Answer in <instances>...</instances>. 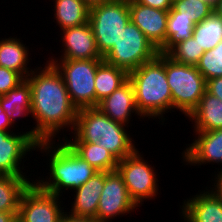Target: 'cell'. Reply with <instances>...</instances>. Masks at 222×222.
Masks as SVG:
<instances>
[{"label": "cell", "mask_w": 222, "mask_h": 222, "mask_svg": "<svg viewBox=\"0 0 222 222\" xmlns=\"http://www.w3.org/2000/svg\"><path fill=\"white\" fill-rule=\"evenodd\" d=\"M97 108L115 122L125 126L131 120V115H133L131 113L143 117L137 109L133 84L129 79L111 95L101 100Z\"/></svg>", "instance_id": "15"}, {"label": "cell", "mask_w": 222, "mask_h": 222, "mask_svg": "<svg viewBox=\"0 0 222 222\" xmlns=\"http://www.w3.org/2000/svg\"><path fill=\"white\" fill-rule=\"evenodd\" d=\"M60 222H99V221L95 218L74 216L72 214H69L68 212H65Z\"/></svg>", "instance_id": "35"}, {"label": "cell", "mask_w": 222, "mask_h": 222, "mask_svg": "<svg viewBox=\"0 0 222 222\" xmlns=\"http://www.w3.org/2000/svg\"><path fill=\"white\" fill-rule=\"evenodd\" d=\"M204 52L203 48L192 36L190 39L175 45L167 55L176 62L196 66Z\"/></svg>", "instance_id": "31"}, {"label": "cell", "mask_w": 222, "mask_h": 222, "mask_svg": "<svg viewBox=\"0 0 222 222\" xmlns=\"http://www.w3.org/2000/svg\"><path fill=\"white\" fill-rule=\"evenodd\" d=\"M192 36L204 51L213 49L222 40V18L213 12L195 25Z\"/></svg>", "instance_id": "28"}, {"label": "cell", "mask_w": 222, "mask_h": 222, "mask_svg": "<svg viewBox=\"0 0 222 222\" xmlns=\"http://www.w3.org/2000/svg\"><path fill=\"white\" fill-rule=\"evenodd\" d=\"M202 1H204L206 3H209L213 8H214V6H215V4L217 2V0H202Z\"/></svg>", "instance_id": "41"}, {"label": "cell", "mask_w": 222, "mask_h": 222, "mask_svg": "<svg viewBox=\"0 0 222 222\" xmlns=\"http://www.w3.org/2000/svg\"><path fill=\"white\" fill-rule=\"evenodd\" d=\"M105 185V172H97L85 184L72 190L75 192L71 212L74 216L95 218L97 216L100 194Z\"/></svg>", "instance_id": "17"}, {"label": "cell", "mask_w": 222, "mask_h": 222, "mask_svg": "<svg viewBox=\"0 0 222 222\" xmlns=\"http://www.w3.org/2000/svg\"><path fill=\"white\" fill-rule=\"evenodd\" d=\"M206 90L222 101V77L207 80Z\"/></svg>", "instance_id": "33"}, {"label": "cell", "mask_w": 222, "mask_h": 222, "mask_svg": "<svg viewBox=\"0 0 222 222\" xmlns=\"http://www.w3.org/2000/svg\"><path fill=\"white\" fill-rule=\"evenodd\" d=\"M137 207L118 171L105 172V185L100 194L96 219L99 222H112L114 217L131 213Z\"/></svg>", "instance_id": "10"}, {"label": "cell", "mask_w": 222, "mask_h": 222, "mask_svg": "<svg viewBox=\"0 0 222 222\" xmlns=\"http://www.w3.org/2000/svg\"><path fill=\"white\" fill-rule=\"evenodd\" d=\"M133 84L135 102L144 117L163 119V114L172 110L171 89L165 72V54L159 53L151 61L129 72Z\"/></svg>", "instance_id": "2"}, {"label": "cell", "mask_w": 222, "mask_h": 222, "mask_svg": "<svg viewBox=\"0 0 222 222\" xmlns=\"http://www.w3.org/2000/svg\"><path fill=\"white\" fill-rule=\"evenodd\" d=\"M213 12L218 16L222 18V0H217Z\"/></svg>", "instance_id": "40"}, {"label": "cell", "mask_w": 222, "mask_h": 222, "mask_svg": "<svg viewBox=\"0 0 222 222\" xmlns=\"http://www.w3.org/2000/svg\"><path fill=\"white\" fill-rule=\"evenodd\" d=\"M131 21L129 0H111L89 8V19L98 52L103 57Z\"/></svg>", "instance_id": "7"}, {"label": "cell", "mask_w": 222, "mask_h": 222, "mask_svg": "<svg viewBox=\"0 0 222 222\" xmlns=\"http://www.w3.org/2000/svg\"><path fill=\"white\" fill-rule=\"evenodd\" d=\"M54 18L61 31L83 25L89 19V7L81 0H54Z\"/></svg>", "instance_id": "26"}, {"label": "cell", "mask_w": 222, "mask_h": 222, "mask_svg": "<svg viewBox=\"0 0 222 222\" xmlns=\"http://www.w3.org/2000/svg\"><path fill=\"white\" fill-rule=\"evenodd\" d=\"M25 45L17 37L0 40V67L19 73L24 79L33 71L27 67L30 57L29 49Z\"/></svg>", "instance_id": "21"}, {"label": "cell", "mask_w": 222, "mask_h": 222, "mask_svg": "<svg viewBox=\"0 0 222 222\" xmlns=\"http://www.w3.org/2000/svg\"><path fill=\"white\" fill-rule=\"evenodd\" d=\"M131 21L159 50L166 42L169 11L152 8L129 0Z\"/></svg>", "instance_id": "12"}, {"label": "cell", "mask_w": 222, "mask_h": 222, "mask_svg": "<svg viewBox=\"0 0 222 222\" xmlns=\"http://www.w3.org/2000/svg\"><path fill=\"white\" fill-rule=\"evenodd\" d=\"M31 181L26 176L0 175V212L18 213L21 196Z\"/></svg>", "instance_id": "25"}, {"label": "cell", "mask_w": 222, "mask_h": 222, "mask_svg": "<svg viewBox=\"0 0 222 222\" xmlns=\"http://www.w3.org/2000/svg\"><path fill=\"white\" fill-rule=\"evenodd\" d=\"M195 25L190 18L179 16V12L172 7L168 14L166 42L159 49V53L167 54L178 43L190 39Z\"/></svg>", "instance_id": "27"}, {"label": "cell", "mask_w": 222, "mask_h": 222, "mask_svg": "<svg viewBox=\"0 0 222 222\" xmlns=\"http://www.w3.org/2000/svg\"><path fill=\"white\" fill-rule=\"evenodd\" d=\"M63 54L60 59H103L98 52L94 33L89 22L62 30Z\"/></svg>", "instance_id": "13"}, {"label": "cell", "mask_w": 222, "mask_h": 222, "mask_svg": "<svg viewBox=\"0 0 222 222\" xmlns=\"http://www.w3.org/2000/svg\"><path fill=\"white\" fill-rule=\"evenodd\" d=\"M188 117L194 122L195 131L222 129V101L206 90Z\"/></svg>", "instance_id": "19"}, {"label": "cell", "mask_w": 222, "mask_h": 222, "mask_svg": "<svg viewBox=\"0 0 222 222\" xmlns=\"http://www.w3.org/2000/svg\"><path fill=\"white\" fill-rule=\"evenodd\" d=\"M165 72L171 89L172 109H179L188 117L206 92V79L196 66L176 62L167 54Z\"/></svg>", "instance_id": "4"}, {"label": "cell", "mask_w": 222, "mask_h": 222, "mask_svg": "<svg viewBox=\"0 0 222 222\" xmlns=\"http://www.w3.org/2000/svg\"><path fill=\"white\" fill-rule=\"evenodd\" d=\"M73 138L63 142H91L98 143L106 131V115L97 107L78 109Z\"/></svg>", "instance_id": "18"}, {"label": "cell", "mask_w": 222, "mask_h": 222, "mask_svg": "<svg viewBox=\"0 0 222 222\" xmlns=\"http://www.w3.org/2000/svg\"><path fill=\"white\" fill-rule=\"evenodd\" d=\"M172 7L179 12V16L190 18L195 24L213 13V7L202 0H173Z\"/></svg>", "instance_id": "30"}, {"label": "cell", "mask_w": 222, "mask_h": 222, "mask_svg": "<svg viewBox=\"0 0 222 222\" xmlns=\"http://www.w3.org/2000/svg\"><path fill=\"white\" fill-rule=\"evenodd\" d=\"M51 63L61 74L72 103L77 109L96 107L95 76L103 59H54ZM59 60V61H58Z\"/></svg>", "instance_id": "5"}, {"label": "cell", "mask_w": 222, "mask_h": 222, "mask_svg": "<svg viewBox=\"0 0 222 222\" xmlns=\"http://www.w3.org/2000/svg\"><path fill=\"white\" fill-rule=\"evenodd\" d=\"M59 199L32 182L21 196L17 221L60 222L65 211Z\"/></svg>", "instance_id": "9"}, {"label": "cell", "mask_w": 222, "mask_h": 222, "mask_svg": "<svg viewBox=\"0 0 222 222\" xmlns=\"http://www.w3.org/2000/svg\"><path fill=\"white\" fill-rule=\"evenodd\" d=\"M56 145L54 140L37 143L35 149L47 152L46 155L51 157L48 163L50 177L33 181L41 190L61 197L62 191L80 187L99 171L76 155L65 143Z\"/></svg>", "instance_id": "3"}, {"label": "cell", "mask_w": 222, "mask_h": 222, "mask_svg": "<svg viewBox=\"0 0 222 222\" xmlns=\"http://www.w3.org/2000/svg\"><path fill=\"white\" fill-rule=\"evenodd\" d=\"M18 213L0 212V222H18Z\"/></svg>", "instance_id": "38"}, {"label": "cell", "mask_w": 222, "mask_h": 222, "mask_svg": "<svg viewBox=\"0 0 222 222\" xmlns=\"http://www.w3.org/2000/svg\"><path fill=\"white\" fill-rule=\"evenodd\" d=\"M37 143L28 132L0 130V175L26 176L19 166L29 151L36 150Z\"/></svg>", "instance_id": "11"}, {"label": "cell", "mask_w": 222, "mask_h": 222, "mask_svg": "<svg viewBox=\"0 0 222 222\" xmlns=\"http://www.w3.org/2000/svg\"><path fill=\"white\" fill-rule=\"evenodd\" d=\"M158 54L156 46L130 21L121 31L117 42L103 56V60L129 73Z\"/></svg>", "instance_id": "6"}, {"label": "cell", "mask_w": 222, "mask_h": 222, "mask_svg": "<svg viewBox=\"0 0 222 222\" xmlns=\"http://www.w3.org/2000/svg\"><path fill=\"white\" fill-rule=\"evenodd\" d=\"M0 104L12 124L15 123L17 117H28L32 107L29 81L24 79L15 88L0 96Z\"/></svg>", "instance_id": "23"}, {"label": "cell", "mask_w": 222, "mask_h": 222, "mask_svg": "<svg viewBox=\"0 0 222 222\" xmlns=\"http://www.w3.org/2000/svg\"><path fill=\"white\" fill-rule=\"evenodd\" d=\"M35 69L26 79L31 86L30 115L37 124L27 132L37 142L53 141L65 128L70 127L73 132L78 109L70 99L61 74L48 60L44 68Z\"/></svg>", "instance_id": "1"}, {"label": "cell", "mask_w": 222, "mask_h": 222, "mask_svg": "<svg viewBox=\"0 0 222 222\" xmlns=\"http://www.w3.org/2000/svg\"><path fill=\"white\" fill-rule=\"evenodd\" d=\"M196 68L206 81L222 77V40L213 49L204 52Z\"/></svg>", "instance_id": "29"}, {"label": "cell", "mask_w": 222, "mask_h": 222, "mask_svg": "<svg viewBox=\"0 0 222 222\" xmlns=\"http://www.w3.org/2000/svg\"><path fill=\"white\" fill-rule=\"evenodd\" d=\"M215 179L212 181H215L214 187L210 188L221 200H222V169L218 171V174L216 176L215 174ZM216 184V185H215Z\"/></svg>", "instance_id": "37"}, {"label": "cell", "mask_w": 222, "mask_h": 222, "mask_svg": "<svg viewBox=\"0 0 222 222\" xmlns=\"http://www.w3.org/2000/svg\"><path fill=\"white\" fill-rule=\"evenodd\" d=\"M24 78L17 72L0 67V96L15 88Z\"/></svg>", "instance_id": "32"}, {"label": "cell", "mask_w": 222, "mask_h": 222, "mask_svg": "<svg viewBox=\"0 0 222 222\" xmlns=\"http://www.w3.org/2000/svg\"><path fill=\"white\" fill-rule=\"evenodd\" d=\"M193 132L196 138L182 153L184 162L197 166L212 162L222 164V129Z\"/></svg>", "instance_id": "14"}, {"label": "cell", "mask_w": 222, "mask_h": 222, "mask_svg": "<svg viewBox=\"0 0 222 222\" xmlns=\"http://www.w3.org/2000/svg\"><path fill=\"white\" fill-rule=\"evenodd\" d=\"M128 79L129 73L126 70L103 60L98 65L95 76L96 107L101 100L111 95Z\"/></svg>", "instance_id": "24"}, {"label": "cell", "mask_w": 222, "mask_h": 222, "mask_svg": "<svg viewBox=\"0 0 222 222\" xmlns=\"http://www.w3.org/2000/svg\"><path fill=\"white\" fill-rule=\"evenodd\" d=\"M206 190L183 201L180 213L185 222H222V200Z\"/></svg>", "instance_id": "16"}, {"label": "cell", "mask_w": 222, "mask_h": 222, "mask_svg": "<svg viewBox=\"0 0 222 222\" xmlns=\"http://www.w3.org/2000/svg\"><path fill=\"white\" fill-rule=\"evenodd\" d=\"M83 1L89 8L96 6V5H101L104 2H108L111 0H81Z\"/></svg>", "instance_id": "39"}, {"label": "cell", "mask_w": 222, "mask_h": 222, "mask_svg": "<svg viewBox=\"0 0 222 222\" xmlns=\"http://www.w3.org/2000/svg\"><path fill=\"white\" fill-rule=\"evenodd\" d=\"M10 127L13 128L14 124H12V122L10 121L9 117L2 109V106L0 104V130L11 131V129H9Z\"/></svg>", "instance_id": "36"}, {"label": "cell", "mask_w": 222, "mask_h": 222, "mask_svg": "<svg viewBox=\"0 0 222 222\" xmlns=\"http://www.w3.org/2000/svg\"><path fill=\"white\" fill-rule=\"evenodd\" d=\"M139 4L150 6L152 8L169 11L172 8L173 0H135Z\"/></svg>", "instance_id": "34"}, {"label": "cell", "mask_w": 222, "mask_h": 222, "mask_svg": "<svg viewBox=\"0 0 222 222\" xmlns=\"http://www.w3.org/2000/svg\"><path fill=\"white\" fill-rule=\"evenodd\" d=\"M125 127V125L106 116V131L98 141V144L110 151L118 161L123 160L138 149Z\"/></svg>", "instance_id": "20"}, {"label": "cell", "mask_w": 222, "mask_h": 222, "mask_svg": "<svg viewBox=\"0 0 222 222\" xmlns=\"http://www.w3.org/2000/svg\"><path fill=\"white\" fill-rule=\"evenodd\" d=\"M137 149L118 162L116 170L125 183L129 196L137 206L158 195V178L150 164Z\"/></svg>", "instance_id": "8"}, {"label": "cell", "mask_w": 222, "mask_h": 222, "mask_svg": "<svg viewBox=\"0 0 222 222\" xmlns=\"http://www.w3.org/2000/svg\"><path fill=\"white\" fill-rule=\"evenodd\" d=\"M65 144L81 159L87 161L99 172L114 171L118 160L98 143L91 142H65Z\"/></svg>", "instance_id": "22"}]
</instances>
